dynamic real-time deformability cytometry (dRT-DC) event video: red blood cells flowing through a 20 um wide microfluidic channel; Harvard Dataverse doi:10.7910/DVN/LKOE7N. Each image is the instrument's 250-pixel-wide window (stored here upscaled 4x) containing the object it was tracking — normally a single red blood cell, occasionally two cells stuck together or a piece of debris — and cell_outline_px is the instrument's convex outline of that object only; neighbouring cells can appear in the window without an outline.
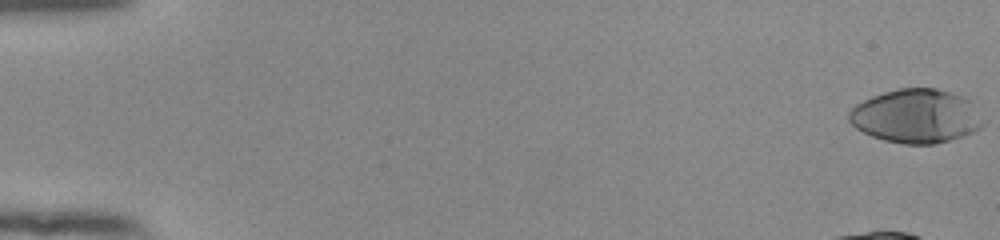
{"species": "human", "species_latin": "Homo sapiens", "temperature_condition": "room temperature", "stored_images_in_passage": 47, "camera_frame_rate_fps": 3000, "um_per_image_px": 0.085, "donor": {"sex": "female"}, "frame": {"image": 1, "passage_image": 1, "time_ms": 0.0, "image_size_px": [1000, 240], "cell_outline_px": [[984, 124], [980, 128], [972, 132], [948, 140], [932, 144], [904, 144], [884, 140], [872, 136], [856, 128], [848, 120], [848, 112], [856, 104], [872, 96], [884, 92], [900, 88], [936, 88], [960, 96], [968, 100]], "centroid_in_image_um": [77.8, 9.87], "position_along_channel_um": 7.2, "area_um2": 41.38}}